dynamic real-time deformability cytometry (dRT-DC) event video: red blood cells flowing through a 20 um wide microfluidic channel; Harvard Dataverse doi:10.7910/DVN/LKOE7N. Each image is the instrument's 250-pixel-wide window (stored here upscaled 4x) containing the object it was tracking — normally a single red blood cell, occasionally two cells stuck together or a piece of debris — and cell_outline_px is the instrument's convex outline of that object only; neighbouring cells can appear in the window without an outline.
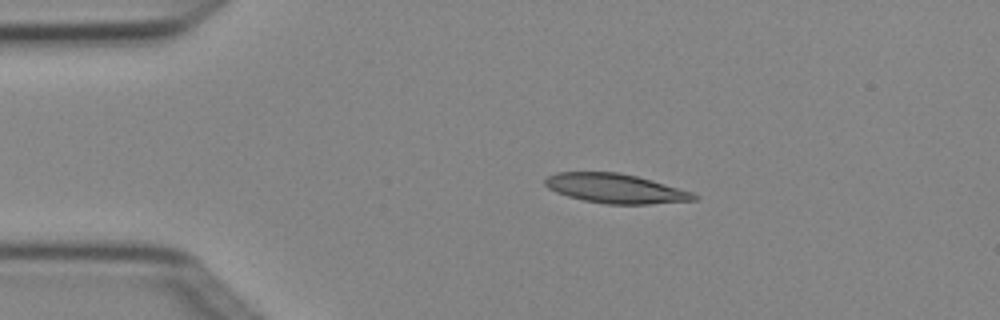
{"species": "Egyptian fruit bat (a non-hibernating species)", "species_latin": "Rousettus aegyptiacus", "temperature_condition": "cold", "stored_images_in_passage": 3, "camera_frame_rate_fps": 3000, "um_per_image_px": 0.085, "animal": {"sex": "female"}, "frame": {"image": 1, "passage_image": 1, "time_ms": 0.0, "image_size_px": [1000, 320], "cell_outline_px": [[700, 196], [696, 200], [648, 204], [608, 204], [584, 200], [568, 196], [556, 192], [548, 188], [544, 184], [544, 180], [548, 176], [556, 172], [616, 172], [636, 176], [652, 180], [692, 192]], "centroid_in_image_um": [52.31, 16.02], "position_along_channel_um": 32.7, "area_um2": 25.37}}